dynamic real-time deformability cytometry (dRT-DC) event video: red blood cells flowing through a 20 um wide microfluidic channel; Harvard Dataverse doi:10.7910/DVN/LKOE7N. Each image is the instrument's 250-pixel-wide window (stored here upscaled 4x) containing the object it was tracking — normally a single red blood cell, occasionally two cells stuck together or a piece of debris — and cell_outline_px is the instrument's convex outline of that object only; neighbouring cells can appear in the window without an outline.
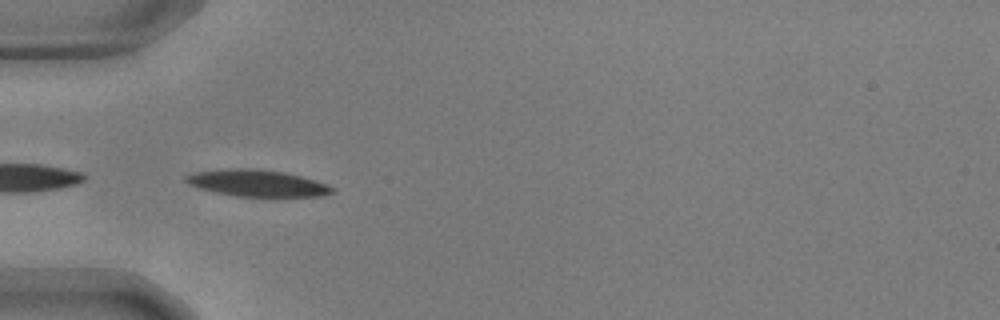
{"species": "common noctule bat (a hibernating species)", "species_latin": "Nyctalus noctula", "temperature_condition": "warm", "stored_images_in_passage": 39, "camera_frame_rate_fps": 3000, "um_per_image_px": 0.085, "animal": {"sex": "male", "body_mass_g": 17.9, "forearm_length_mm": 54.2}, "frame": {"image": 1, "passage_image": 1, "time_ms": 0.0, "image_size_px": [1000, 320], "cell_outline_px": [[332, 192], [324, 196], [236, 196], [216, 192], [200, 188], [188, 184], [184, 180], [184, 176], [192, 172], [220, 168], [256, 168], [284, 172], [300, 176], [328, 184], [332, 188]], "centroid_in_image_um": [21.79, 15.54], "position_along_channel_um": 63.2, "area_um2": 22.77}}
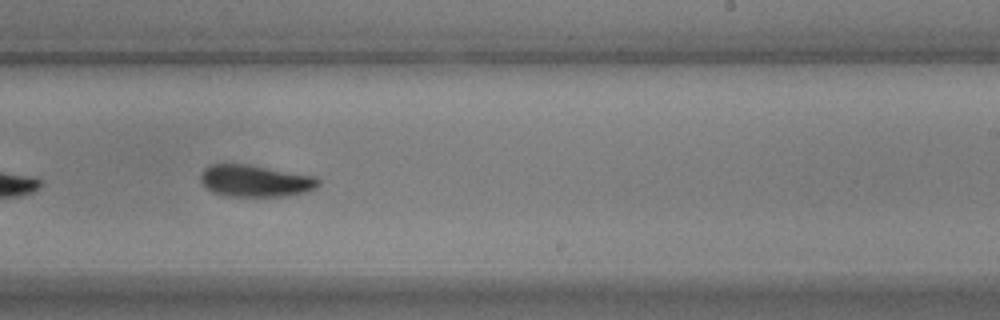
{"frame": {"image": 2, "passage_image": 18, "time_ms": 5.667, "image_size_px": [1000, 320], "cell_outline_px": [[320, 184], [316, 188], [308, 192], [288, 196], [228, 196], [212, 192], [200, 180], [200, 172], [208, 164], [248, 164], [316, 176], [320, 180]], "centroid_in_image_um": [21.72, 15.37], "position_along_channel_um": 267.3, "area_um2": 22.14}}
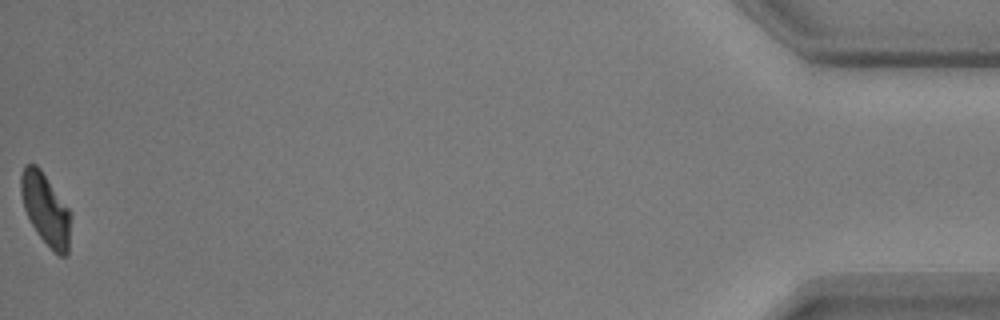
{"frame": {"image": 3, "passage_image": 39, "time_ms": 12.667, "image_size_px": [1000, 320], "cell_outline_px": [[72, 216], [68, 252], [64, 256], [60, 256], [36, 232], [24, 208], [20, 192], [20, 176], [24, 164], [36, 164], [40, 168], [72, 212]], "centroid_in_image_um": [3.89, 17.74], "position_along_channel_um": 431.3, "area_um2": 20.81}, "authors_computed_cell_mechanics": {"area_um2": 22.1952, "velocity_mm_per_s": 3.644, "shape_relaxation_time_tau1_ms": 4.9963, "shape_relaxation_time_tau2_ms": null, "deformation_change_tau1": 0.1428, "deformation_change_tau2": null}}